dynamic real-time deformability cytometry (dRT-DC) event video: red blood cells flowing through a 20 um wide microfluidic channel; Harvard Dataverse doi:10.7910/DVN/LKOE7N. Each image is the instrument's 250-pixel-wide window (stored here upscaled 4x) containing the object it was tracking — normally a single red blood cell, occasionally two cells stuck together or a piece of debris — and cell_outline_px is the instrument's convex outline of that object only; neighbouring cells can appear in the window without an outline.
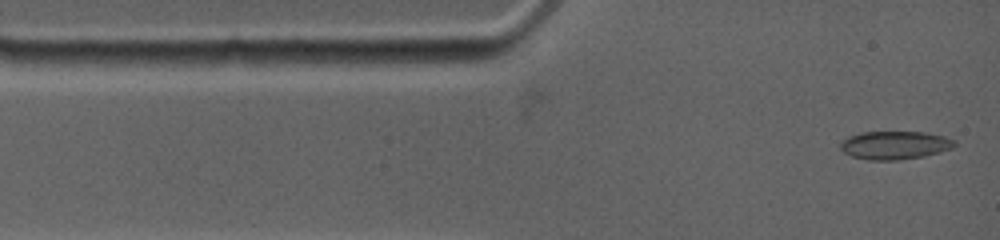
{"species": "common noctule bat (a hibernating species)", "species_latin": "Nyctalus noctula", "temperature_condition": "warm", "stored_images_in_passage": 61, "camera_frame_rate_fps": 4500, "um_per_image_px": 0.085, "animal": {"sex": "female", "body_mass_g": 19.0, "forearm_length_mm": 53.3}, "frame": {"image": 1, "passage_image": 1, "time_ms": 0.0, "image_size_px": [1000, 240], "cell_outline_px": [[956, 144], [952, 148], [940, 152], [924, 156], [896, 160], [868, 160], [852, 156], [844, 152], [840, 148], [840, 144], [848, 136], [860, 132], [924, 132], [944, 136], [956, 140]], "centroid_in_image_um": [76.07, 12.34], "position_along_channel_um": 8.9, "area_um2": 18.79}}
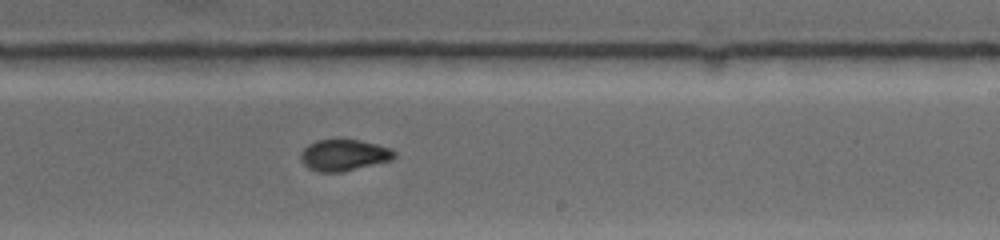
{"frame": {"image": 2, "passage_image": 34, "time_ms": 7.556, "image_size_px": [1000, 240], "cell_outline_px": [[396, 156], [392, 160], [340, 172], [320, 172], [308, 168], [300, 160], [300, 152], [308, 144], [316, 140], [336, 136], [360, 140], [392, 148], [396, 152]], "centroid_in_image_um": [29.21, 13.13], "position_along_channel_um": 259.8, "area_um2": 17.74}}
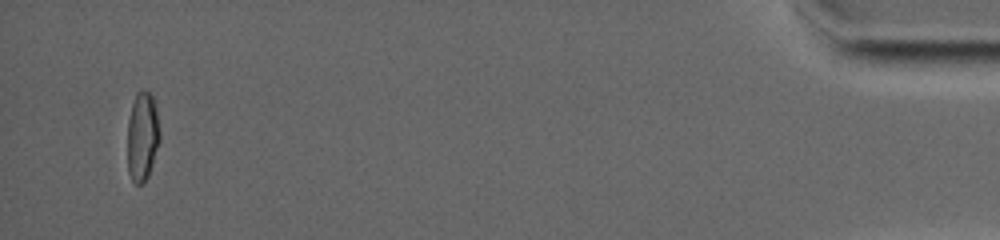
{"frame": {"image": 3, "passage_image": 60, "time_ms": 15.333, "image_size_px": [1000, 240], "cell_outline_px": [[160, 140], [148, 176], [144, 184], [136, 184], [132, 180], [128, 172], [128, 120], [132, 104], [136, 92], [140, 88], [144, 88], [152, 96], [156, 108], [160, 132]], "centroid_in_image_um": [12.1, 11.58], "position_along_channel_um": 423.1, "area_um2": 16.94}}